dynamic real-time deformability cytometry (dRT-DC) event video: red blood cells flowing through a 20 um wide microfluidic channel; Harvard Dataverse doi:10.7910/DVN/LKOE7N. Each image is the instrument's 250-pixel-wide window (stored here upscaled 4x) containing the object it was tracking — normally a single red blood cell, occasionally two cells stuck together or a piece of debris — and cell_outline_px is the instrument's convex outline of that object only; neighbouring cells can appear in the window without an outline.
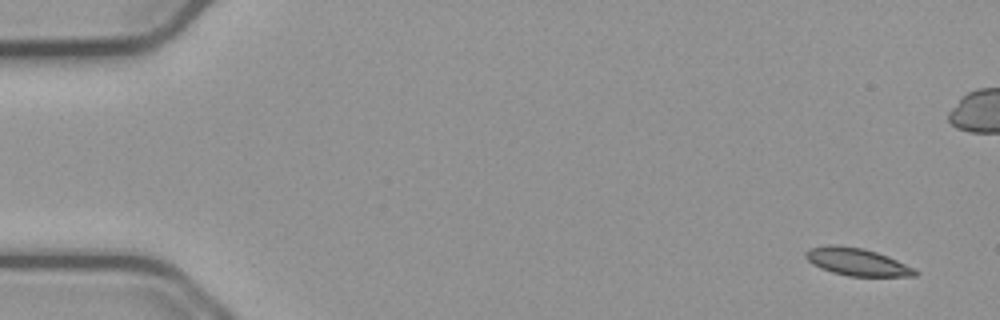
{"species": "common noctule bat (a hibernating species)", "species_latin": "Nyctalus noctula", "temperature_condition": "cold", "stored_images_in_passage": 16, "camera_frame_rate_fps": 3000, "um_per_image_px": 0.085, "animal": {"sex": "male", "body_mass_g": 23.1, "forearm_length_mm": 52.7}, "frame": {"image": 1, "passage_image": 1, "time_ms": 0.0, "image_size_px": [1000, 320], "cell_outline_px": [[920, 272], [916, 276], [848, 276], [832, 272], [820, 268], [812, 264], [804, 256], [804, 252], [808, 248], [828, 244], [836, 244], [864, 248], [876, 252], [896, 260]], "centroid_in_image_um": [72.77, 22.24], "position_along_channel_um": 12.2, "area_um2": 17.57}}